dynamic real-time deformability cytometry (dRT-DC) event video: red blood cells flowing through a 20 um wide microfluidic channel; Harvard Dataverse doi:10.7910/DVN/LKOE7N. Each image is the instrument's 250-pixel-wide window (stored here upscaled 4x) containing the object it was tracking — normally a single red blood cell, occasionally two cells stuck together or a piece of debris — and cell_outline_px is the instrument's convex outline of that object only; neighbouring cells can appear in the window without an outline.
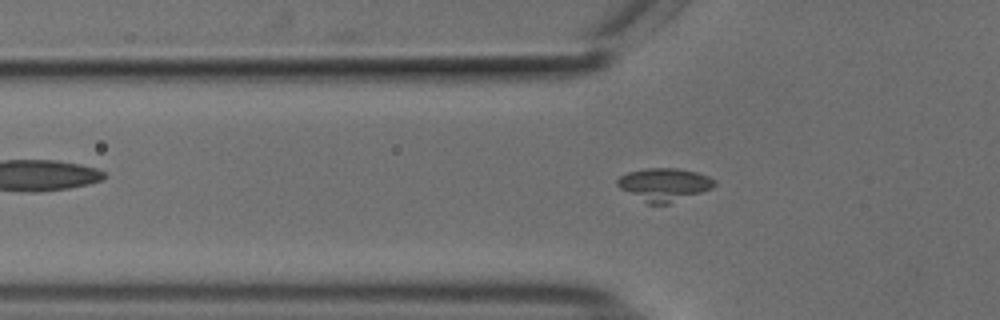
{"species": "common noctule bat (a hibernating species)", "species_latin": "Nyctalus noctula", "temperature_condition": "cold", "stored_images_in_passage": 35, "camera_frame_rate_fps": 3000, "um_per_image_px": 0.085, "animal": {"sex": "male", "body_mass_g": 18.8}, "frame": {"image": 1, "passage_image": 4, "time_ms": 1.0, "image_size_px": [1000, 320], "cell_outline_px": [[716, 184], [712, 188], [668, 204], [648, 204], [620, 188], [616, 184], [616, 180], [620, 176], [628, 172], [648, 168], [676, 168], [696, 172], [708, 176], [716, 180]], "centroid_in_image_um": [56.45, 15.68], "position_along_channel_um": 69.4, "area_um2": 18.5}}
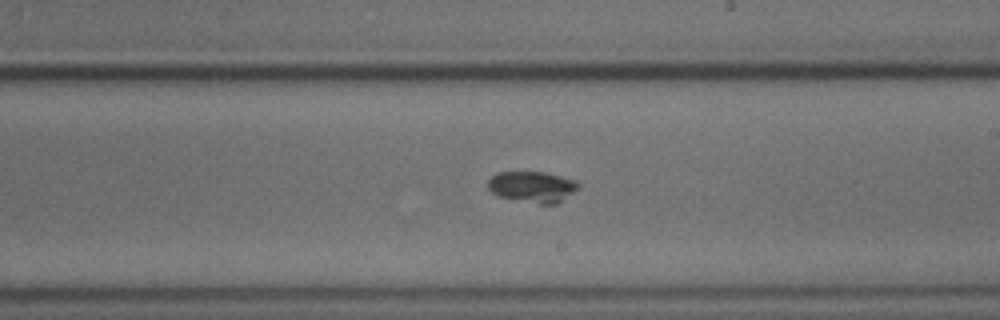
{"frame": {"image": 2, "passage_image": 18, "time_ms": 5.667, "image_size_px": [1000, 320], "cell_outline_px": [[580, 188], [556, 204], [540, 204], [500, 196], [492, 192], [488, 188], [488, 180], [496, 172], [544, 172], [576, 180], [580, 184]], "centroid_in_image_um": [45.28, 15.87], "position_along_channel_um": 243.7, "area_um2": 16.3}}
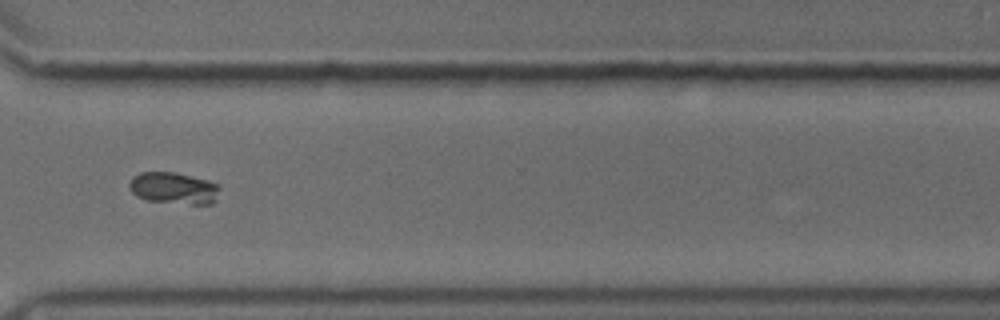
{"frame": {"image": 3, "passage_image": 27, "time_ms": 8.667, "image_size_px": [1000, 320], "cell_outline_px": [[220, 188], [216, 200], [212, 204], [192, 204], [148, 200], [136, 196], [132, 192], [128, 184], [132, 176], [140, 172], [176, 172], [208, 180], [220, 184]], "centroid_in_image_um": [14.79, 15.98], "position_along_channel_um": 355.8, "area_um2": 16.88}}